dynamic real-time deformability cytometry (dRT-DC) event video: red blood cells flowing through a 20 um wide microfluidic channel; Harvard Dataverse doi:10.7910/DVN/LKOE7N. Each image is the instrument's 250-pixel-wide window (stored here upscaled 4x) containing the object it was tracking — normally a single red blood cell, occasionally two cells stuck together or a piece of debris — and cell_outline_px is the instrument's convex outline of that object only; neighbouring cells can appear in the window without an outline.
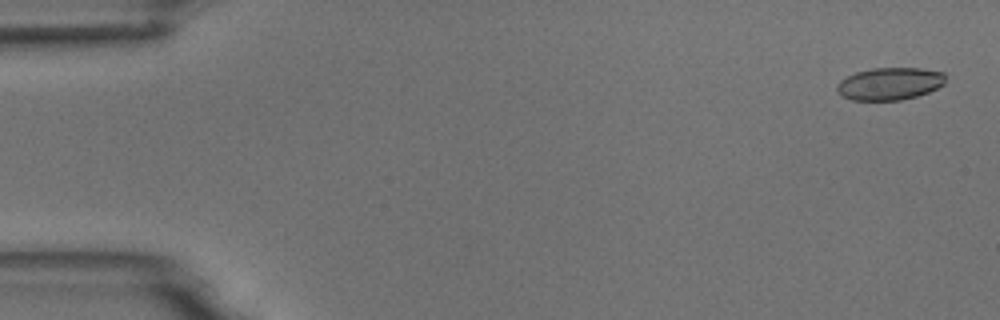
{"species": "common noctule bat (a hibernating species)", "species_latin": "Nyctalus noctula", "temperature_condition": "room temperature", "stored_images_in_passage": 5, "camera_frame_rate_fps": 3000, "um_per_image_px": 0.085, "animal": {"sex": "male", "body_mass_g": 18.8}, "frame": {"image": 1, "passage_image": 1, "time_ms": 0.0, "image_size_px": [1000, 320], "cell_outline_px": [[944, 84], [928, 92], [916, 96], [900, 100], [852, 100], [840, 96], [836, 88], [836, 84], [840, 80], [856, 72], [872, 68], [920, 68], [944, 72]], "centroid_in_image_um": [75.59, 7.12], "position_along_channel_um": 9.4, "area_um2": 20.52}}
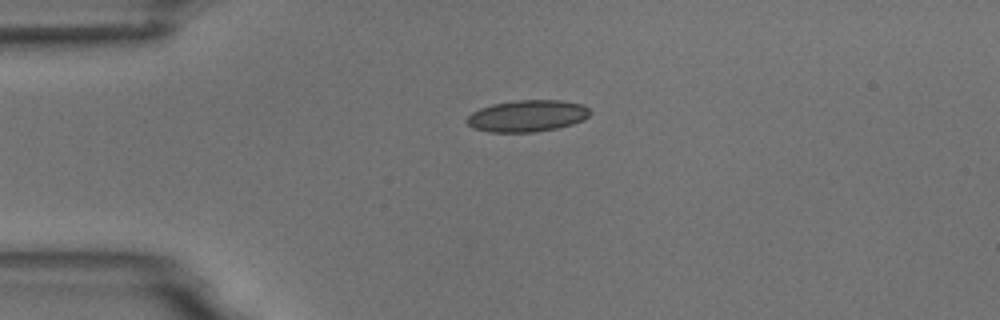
{"frame": {"image": 2, "passage_image": 4, "time_ms": 3.667, "image_size_px": [1000, 320], "cell_outline_px": [[592, 112], [584, 120], [572, 124], [556, 128], [532, 132], [488, 132], [472, 128], [464, 120], [472, 112], [480, 108], [492, 104], [516, 100], [560, 100], [584, 104]], "centroid_in_image_um": [44.81, 9.85], "position_along_channel_um": 40.2, "area_um2": 22.89}}